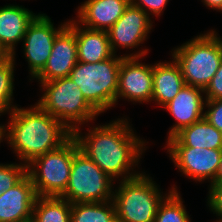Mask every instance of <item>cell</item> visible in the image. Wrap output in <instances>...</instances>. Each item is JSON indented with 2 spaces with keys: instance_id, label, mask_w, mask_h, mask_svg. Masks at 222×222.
I'll return each instance as SVG.
<instances>
[{
  "instance_id": "d6986e66",
  "label": "cell",
  "mask_w": 222,
  "mask_h": 222,
  "mask_svg": "<svg viewBox=\"0 0 222 222\" xmlns=\"http://www.w3.org/2000/svg\"><path fill=\"white\" fill-rule=\"evenodd\" d=\"M172 58V59H171ZM158 61L153 64V94L151 102L162 108L168 104L185 85L181 67L174 60Z\"/></svg>"
},
{
  "instance_id": "7a4b0ae2",
  "label": "cell",
  "mask_w": 222,
  "mask_h": 222,
  "mask_svg": "<svg viewBox=\"0 0 222 222\" xmlns=\"http://www.w3.org/2000/svg\"><path fill=\"white\" fill-rule=\"evenodd\" d=\"M19 106L9 114L7 124L2 123L3 141L26 166L35 158L58 149L73 136L63 123L36 102L26 108Z\"/></svg>"
},
{
  "instance_id": "603a6c76",
  "label": "cell",
  "mask_w": 222,
  "mask_h": 222,
  "mask_svg": "<svg viewBox=\"0 0 222 222\" xmlns=\"http://www.w3.org/2000/svg\"><path fill=\"white\" fill-rule=\"evenodd\" d=\"M160 202L154 222H191L180 191L176 185Z\"/></svg>"
},
{
  "instance_id": "52a82bcc",
  "label": "cell",
  "mask_w": 222,
  "mask_h": 222,
  "mask_svg": "<svg viewBox=\"0 0 222 222\" xmlns=\"http://www.w3.org/2000/svg\"><path fill=\"white\" fill-rule=\"evenodd\" d=\"M79 149L76 139L72 136L58 149L35 158L27 165L37 196L60 197L66 190L72 161Z\"/></svg>"
},
{
  "instance_id": "83f0119b",
  "label": "cell",
  "mask_w": 222,
  "mask_h": 222,
  "mask_svg": "<svg viewBox=\"0 0 222 222\" xmlns=\"http://www.w3.org/2000/svg\"><path fill=\"white\" fill-rule=\"evenodd\" d=\"M131 4L143 9L150 17L163 15L169 0H130Z\"/></svg>"
},
{
  "instance_id": "5bb4252c",
  "label": "cell",
  "mask_w": 222,
  "mask_h": 222,
  "mask_svg": "<svg viewBox=\"0 0 222 222\" xmlns=\"http://www.w3.org/2000/svg\"><path fill=\"white\" fill-rule=\"evenodd\" d=\"M204 90L184 85L179 93L163 108L175 119L167 132V139L174 137L183 128L204 118Z\"/></svg>"
},
{
  "instance_id": "2e32d148",
  "label": "cell",
  "mask_w": 222,
  "mask_h": 222,
  "mask_svg": "<svg viewBox=\"0 0 222 222\" xmlns=\"http://www.w3.org/2000/svg\"><path fill=\"white\" fill-rule=\"evenodd\" d=\"M130 3V0H85L78 6L74 19L86 28L107 31Z\"/></svg>"
},
{
  "instance_id": "8992f818",
  "label": "cell",
  "mask_w": 222,
  "mask_h": 222,
  "mask_svg": "<svg viewBox=\"0 0 222 222\" xmlns=\"http://www.w3.org/2000/svg\"><path fill=\"white\" fill-rule=\"evenodd\" d=\"M123 56L119 53L98 63L77 62L69 77L84 98L101 114L116 106L118 73Z\"/></svg>"
},
{
  "instance_id": "5b68a950",
  "label": "cell",
  "mask_w": 222,
  "mask_h": 222,
  "mask_svg": "<svg viewBox=\"0 0 222 222\" xmlns=\"http://www.w3.org/2000/svg\"><path fill=\"white\" fill-rule=\"evenodd\" d=\"M149 174L117 182L112 201L116 209L117 222H154L160 202L172 190L161 191Z\"/></svg>"
},
{
  "instance_id": "7c38bea8",
  "label": "cell",
  "mask_w": 222,
  "mask_h": 222,
  "mask_svg": "<svg viewBox=\"0 0 222 222\" xmlns=\"http://www.w3.org/2000/svg\"><path fill=\"white\" fill-rule=\"evenodd\" d=\"M146 57H123L118 73L116 105L119 99L136 103H151L153 65L142 63Z\"/></svg>"
},
{
  "instance_id": "ba28073f",
  "label": "cell",
  "mask_w": 222,
  "mask_h": 222,
  "mask_svg": "<svg viewBox=\"0 0 222 222\" xmlns=\"http://www.w3.org/2000/svg\"><path fill=\"white\" fill-rule=\"evenodd\" d=\"M114 183L101 168L78 149L73 157L68 186L60 196L71 204L112 200Z\"/></svg>"
},
{
  "instance_id": "44dd1931",
  "label": "cell",
  "mask_w": 222,
  "mask_h": 222,
  "mask_svg": "<svg viewBox=\"0 0 222 222\" xmlns=\"http://www.w3.org/2000/svg\"><path fill=\"white\" fill-rule=\"evenodd\" d=\"M72 204L62 197L38 196L31 222H71Z\"/></svg>"
},
{
  "instance_id": "f546056e",
  "label": "cell",
  "mask_w": 222,
  "mask_h": 222,
  "mask_svg": "<svg viewBox=\"0 0 222 222\" xmlns=\"http://www.w3.org/2000/svg\"><path fill=\"white\" fill-rule=\"evenodd\" d=\"M208 9L216 10L222 13V0H201Z\"/></svg>"
},
{
  "instance_id": "f1b7e54d",
  "label": "cell",
  "mask_w": 222,
  "mask_h": 222,
  "mask_svg": "<svg viewBox=\"0 0 222 222\" xmlns=\"http://www.w3.org/2000/svg\"><path fill=\"white\" fill-rule=\"evenodd\" d=\"M205 100L222 99V61L220 66L204 90Z\"/></svg>"
},
{
  "instance_id": "6da1fadb",
  "label": "cell",
  "mask_w": 222,
  "mask_h": 222,
  "mask_svg": "<svg viewBox=\"0 0 222 222\" xmlns=\"http://www.w3.org/2000/svg\"><path fill=\"white\" fill-rule=\"evenodd\" d=\"M130 123V119L123 116L99 126H89L88 133L82 132V127L73 132L79 149L115 182L134 178L143 172L135 168L149 142L138 136Z\"/></svg>"
},
{
  "instance_id": "d6a6232c",
  "label": "cell",
  "mask_w": 222,
  "mask_h": 222,
  "mask_svg": "<svg viewBox=\"0 0 222 222\" xmlns=\"http://www.w3.org/2000/svg\"><path fill=\"white\" fill-rule=\"evenodd\" d=\"M3 142V125L2 123L0 124V144Z\"/></svg>"
},
{
  "instance_id": "9a60e30c",
  "label": "cell",
  "mask_w": 222,
  "mask_h": 222,
  "mask_svg": "<svg viewBox=\"0 0 222 222\" xmlns=\"http://www.w3.org/2000/svg\"><path fill=\"white\" fill-rule=\"evenodd\" d=\"M37 197L32 180L26 174L0 195V222H31Z\"/></svg>"
},
{
  "instance_id": "4dcf8cb0",
  "label": "cell",
  "mask_w": 222,
  "mask_h": 222,
  "mask_svg": "<svg viewBox=\"0 0 222 222\" xmlns=\"http://www.w3.org/2000/svg\"><path fill=\"white\" fill-rule=\"evenodd\" d=\"M222 183V156L220 159L219 167L215 176V180L212 184Z\"/></svg>"
},
{
  "instance_id": "7402d4cb",
  "label": "cell",
  "mask_w": 222,
  "mask_h": 222,
  "mask_svg": "<svg viewBox=\"0 0 222 222\" xmlns=\"http://www.w3.org/2000/svg\"><path fill=\"white\" fill-rule=\"evenodd\" d=\"M71 222H117L112 200L106 202L73 203Z\"/></svg>"
},
{
  "instance_id": "484cf974",
  "label": "cell",
  "mask_w": 222,
  "mask_h": 222,
  "mask_svg": "<svg viewBox=\"0 0 222 222\" xmlns=\"http://www.w3.org/2000/svg\"><path fill=\"white\" fill-rule=\"evenodd\" d=\"M207 207L210 212L216 214L215 222H222V183L211 184L208 186Z\"/></svg>"
},
{
  "instance_id": "8fae6325",
  "label": "cell",
  "mask_w": 222,
  "mask_h": 222,
  "mask_svg": "<svg viewBox=\"0 0 222 222\" xmlns=\"http://www.w3.org/2000/svg\"><path fill=\"white\" fill-rule=\"evenodd\" d=\"M174 167L181 175L196 183L206 180L210 186L214 180L222 156V149L195 148L188 146H164Z\"/></svg>"
},
{
  "instance_id": "4fadbf2b",
  "label": "cell",
  "mask_w": 222,
  "mask_h": 222,
  "mask_svg": "<svg viewBox=\"0 0 222 222\" xmlns=\"http://www.w3.org/2000/svg\"><path fill=\"white\" fill-rule=\"evenodd\" d=\"M78 62L75 33L66 26L55 38L51 54L43 70L33 79L48 82L69 77Z\"/></svg>"
},
{
  "instance_id": "e0dca14e",
  "label": "cell",
  "mask_w": 222,
  "mask_h": 222,
  "mask_svg": "<svg viewBox=\"0 0 222 222\" xmlns=\"http://www.w3.org/2000/svg\"><path fill=\"white\" fill-rule=\"evenodd\" d=\"M37 13L17 4L0 7V45L16 57L17 44L23 41L29 23Z\"/></svg>"
},
{
  "instance_id": "3957f363",
  "label": "cell",
  "mask_w": 222,
  "mask_h": 222,
  "mask_svg": "<svg viewBox=\"0 0 222 222\" xmlns=\"http://www.w3.org/2000/svg\"><path fill=\"white\" fill-rule=\"evenodd\" d=\"M219 35L216 29H209L170 51L181 67L185 85L206 89L222 61Z\"/></svg>"
},
{
  "instance_id": "30bf717a",
  "label": "cell",
  "mask_w": 222,
  "mask_h": 222,
  "mask_svg": "<svg viewBox=\"0 0 222 222\" xmlns=\"http://www.w3.org/2000/svg\"><path fill=\"white\" fill-rule=\"evenodd\" d=\"M51 18L39 12L29 23L22 41L24 57L32 81L44 68L51 54L56 36L68 25V20L56 28Z\"/></svg>"
},
{
  "instance_id": "4316f807",
  "label": "cell",
  "mask_w": 222,
  "mask_h": 222,
  "mask_svg": "<svg viewBox=\"0 0 222 222\" xmlns=\"http://www.w3.org/2000/svg\"><path fill=\"white\" fill-rule=\"evenodd\" d=\"M204 118L222 133V99L205 100Z\"/></svg>"
},
{
  "instance_id": "ffe728a7",
  "label": "cell",
  "mask_w": 222,
  "mask_h": 222,
  "mask_svg": "<svg viewBox=\"0 0 222 222\" xmlns=\"http://www.w3.org/2000/svg\"><path fill=\"white\" fill-rule=\"evenodd\" d=\"M166 146L222 149V133L205 118L183 128L166 141Z\"/></svg>"
},
{
  "instance_id": "cb8c5ba5",
  "label": "cell",
  "mask_w": 222,
  "mask_h": 222,
  "mask_svg": "<svg viewBox=\"0 0 222 222\" xmlns=\"http://www.w3.org/2000/svg\"><path fill=\"white\" fill-rule=\"evenodd\" d=\"M16 58L10 56L0 64V117L1 115L10 114L18 105L13 103L15 90V69Z\"/></svg>"
},
{
  "instance_id": "ac0fdd59",
  "label": "cell",
  "mask_w": 222,
  "mask_h": 222,
  "mask_svg": "<svg viewBox=\"0 0 222 222\" xmlns=\"http://www.w3.org/2000/svg\"><path fill=\"white\" fill-rule=\"evenodd\" d=\"M67 26L76 35L78 62L98 63L115 55L107 31L86 28L74 18Z\"/></svg>"
},
{
  "instance_id": "d4e9b609",
  "label": "cell",
  "mask_w": 222,
  "mask_h": 222,
  "mask_svg": "<svg viewBox=\"0 0 222 222\" xmlns=\"http://www.w3.org/2000/svg\"><path fill=\"white\" fill-rule=\"evenodd\" d=\"M27 174V166L20 163H0V195L14 187Z\"/></svg>"
},
{
  "instance_id": "1f68e13d",
  "label": "cell",
  "mask_w": 222,
  "mask_h": 222,
  "mask_svg": "<svg viewBox=\"0 0 222 222\" xmlns=\"http://www.w3.org/2000/svg\"><path fill=\"white\" fill-rule=\"evenodd\" d=\"M10 57L8 52L0 45V64Z\"/></svg>"
},
{
  "instance_id": "277c9868",
  "label": "cell",
  "mask_w": 222,
  "mask_h": 222,
  "mask_svg": "<svg viewBox=\"0 0 222 222\" xmlns=\"http://www.w3.org/2000/svg\"><path fill=\"white\" fill-rule=\"evenodd\" d=\"M38 83L41 84V97L36 103L72 133L83 124L82 127L89 126L100 115L70 77Z\"/></svg>"
},
{
  "instance_id": "9c48e42d",
  "label": "cell",
  "mask_w": 222,
  "mask_h": 222,
  "mask_svg": "<svg viewBox=\"0 0 222 222\" xmlns=\"http://www.w3.org/2000/svg\"><path fill=\"white\" fill-rule=\"evenodd\" d=\"M143 9L128 5L123 15L116 23L107 30L110 46L115 55L118 48L134 49L133 53L122 54L123 57H145L149 49H142L140 46L149 38V33L153 29V19ZM141 48V50H140Z\"/></svg>"
}]
</instances>
